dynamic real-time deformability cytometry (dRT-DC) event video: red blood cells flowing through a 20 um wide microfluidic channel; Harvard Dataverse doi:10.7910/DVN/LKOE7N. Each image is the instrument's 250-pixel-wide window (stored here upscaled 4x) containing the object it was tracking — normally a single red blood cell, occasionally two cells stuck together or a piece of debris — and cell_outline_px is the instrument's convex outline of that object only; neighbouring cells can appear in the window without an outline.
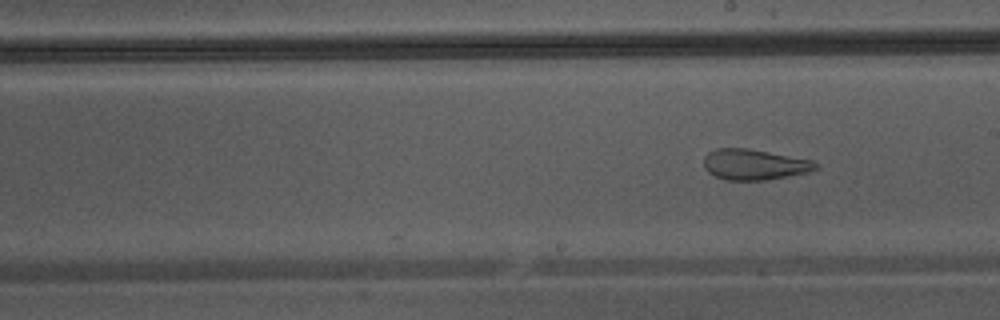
{"species": "Egyptian fruit bat (a non-hibernating species)", "species_latin": "Rousettus aegyptiacus", "temperature_condition": "warm", "stored_images_in_passage": 20, "segment_of_instrument_passage": [2, 2], "camera_frame_rate_fps": 3000, "um_per_image_px": 0.085, "animal": {"sex": "male"}, "frame": {"image": 1, "passage_image": 20, "time_ms": 6.333, "image_size_px": [1000, 320], "cell_outline_px": [[816, 168], [808, 172], [788, 176], [764, 180], [728, 180], [716, 176], [708, 172], [704, 168], [704, 156], [708, 152], [716, 148], [748, 148], [812, 160], [816, 164]], "centroid_in_image_um": [64.07, 13.97], "position_along_channel_um": 224.9, "area_um2": 19.83}}